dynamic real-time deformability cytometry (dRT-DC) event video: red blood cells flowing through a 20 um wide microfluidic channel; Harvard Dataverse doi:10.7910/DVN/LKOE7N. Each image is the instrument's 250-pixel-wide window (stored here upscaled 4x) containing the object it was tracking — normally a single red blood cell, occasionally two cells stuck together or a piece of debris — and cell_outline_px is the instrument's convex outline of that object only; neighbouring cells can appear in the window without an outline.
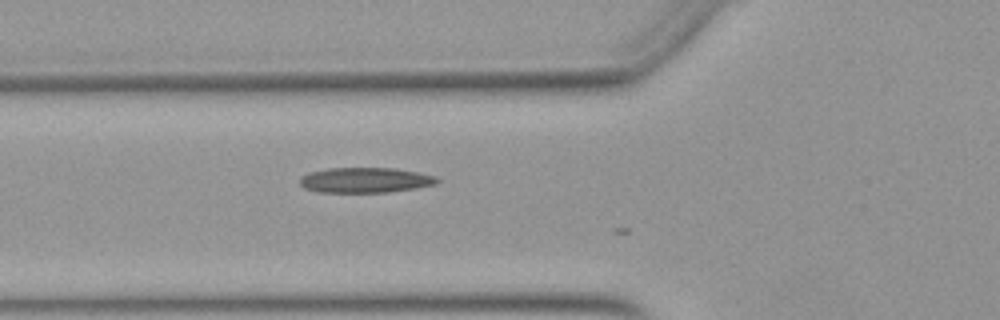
{"species": "Egyptian fruit bat (a non-hibernating species)", "species_latin": "Rousettus aegyptiacus", "temperature_condition": "warm", "stored_images_in_passage": 5, "camera_frame_rate_fps": 3000, "um_per_image_px": 0.085, "animal": {"sex": "female"}, "frame": {"image": 1, "passage_image": 4, "time_ms": 1.0, "image_size_px": [1000, 320], "cell_outline_px": [[440, 180], [436, 184], [416, 188], [388, 192], [320, 192], [304, 188], [300, 184], [300, 176], [308, 172], [328, 168], [392, 168], [416, 172], [436, 176]], "centroid_in_image_um": [31.02, 15.31], "position_along_channel_um": 94.8, "area_um2": 20.17}}